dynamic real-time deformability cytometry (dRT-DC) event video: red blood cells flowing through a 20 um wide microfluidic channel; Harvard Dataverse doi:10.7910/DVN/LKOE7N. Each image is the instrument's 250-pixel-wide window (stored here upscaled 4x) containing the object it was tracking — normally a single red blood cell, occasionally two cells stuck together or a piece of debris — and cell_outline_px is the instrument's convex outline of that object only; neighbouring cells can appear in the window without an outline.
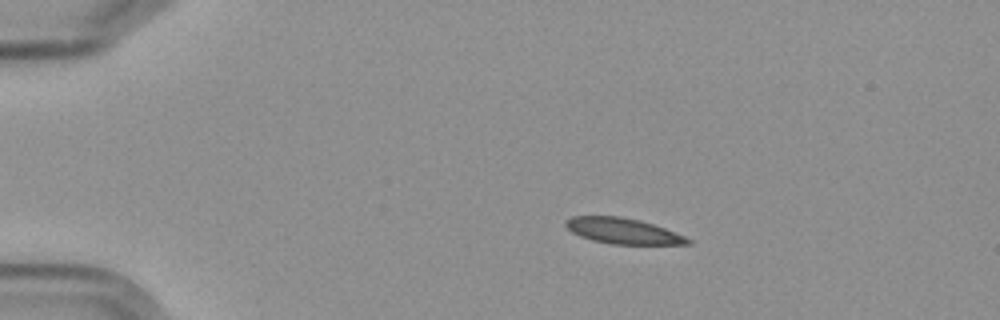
{"species": "Egyptian fruit bat (a non-hibernating species)", "species_latin": "Rousettus aegyptiacus", "temperature_condition": "cold", "stored_images_in_passage": 5, "camera_frame_rate_fps": 3000, "um_per_image_px": 0.085, "frame": {"image": 1, "passage_image": 3, "time_ms": 2.333, "image_size_px": [1000, 320], "cell_outline_px": [[692, 244], [612, 244], [592, 240], [580, 236], [572, 232], [564, 224], [564, 220], [572, 216], [620, 216], [640, 220], [664, 228], [684, 236], [692, 240]], "centroid_in_image_um": [52.92, 19.62], "position_along_channel_um": 32.1, "area_um2": 18.21}}
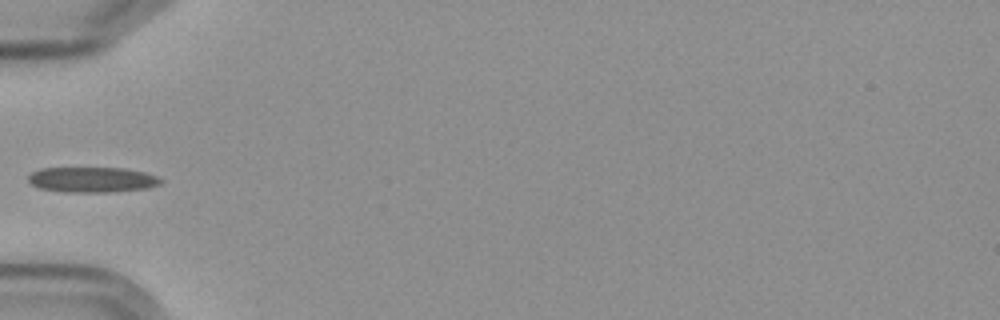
{"frame": {"image": 2, "passage_image": 5, "time_ms": 5.333, "image_size_px": [1000, 320], "cell_outline_px": [[164, 180], [160, 184], [148, 188], [112, 192], [64, 192], [40, 188], [32, 184], [28, 180], [28, 176], [32, 172], [40, 168], [124, 168], [144, 172], [156, 176]], "centroid_in_image_um": [7.84, 15.27], "position_along_channel_um": 77.2, "area_um2": 19.59}}